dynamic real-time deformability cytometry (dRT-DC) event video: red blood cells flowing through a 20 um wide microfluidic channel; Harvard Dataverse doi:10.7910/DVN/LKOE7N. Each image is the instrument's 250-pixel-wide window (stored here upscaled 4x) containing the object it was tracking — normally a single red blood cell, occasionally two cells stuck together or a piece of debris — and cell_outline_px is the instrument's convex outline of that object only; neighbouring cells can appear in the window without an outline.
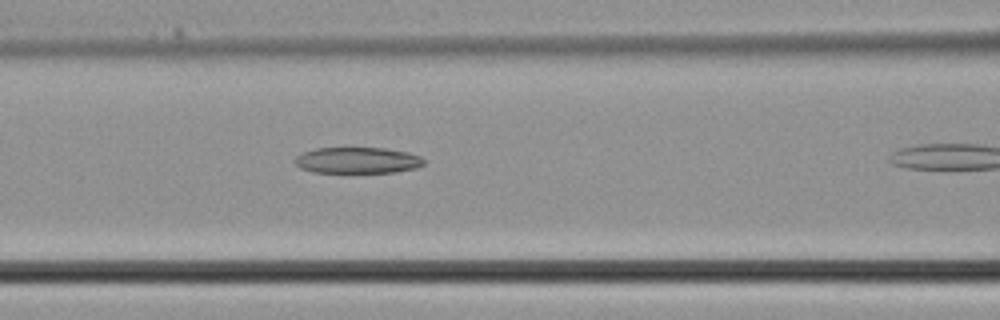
{"species": "common noctule bat (a hibernating species)", "species_latin": "Nyctalus noctula", "temperature_condition": "cold", "stored_images_in_passage": 12, "camera_frame_rate_fps": 3000, "um_per_image_px": 0.085, "animal": {"sex": "male", "body_mass_g": 21.5, "forearm_length_mm": 52.0}, "frame": {"image": 1, "passage_image": 9, "time_ms": 2.667, "image_size_px": [1000, 320], "cell_outline_px": [[424, 164], [416, 168], [396, 172], [312, 172], [300, 168], [296, 164], [296, 156], [304, 152], [316, 148], [384, 148], [408, 152], [420, 156], [424, 160]], "centroid_in_image_um": [30.4, 13.62], "position_along_channel_um": 136.2, "area_um2": 19.54}}